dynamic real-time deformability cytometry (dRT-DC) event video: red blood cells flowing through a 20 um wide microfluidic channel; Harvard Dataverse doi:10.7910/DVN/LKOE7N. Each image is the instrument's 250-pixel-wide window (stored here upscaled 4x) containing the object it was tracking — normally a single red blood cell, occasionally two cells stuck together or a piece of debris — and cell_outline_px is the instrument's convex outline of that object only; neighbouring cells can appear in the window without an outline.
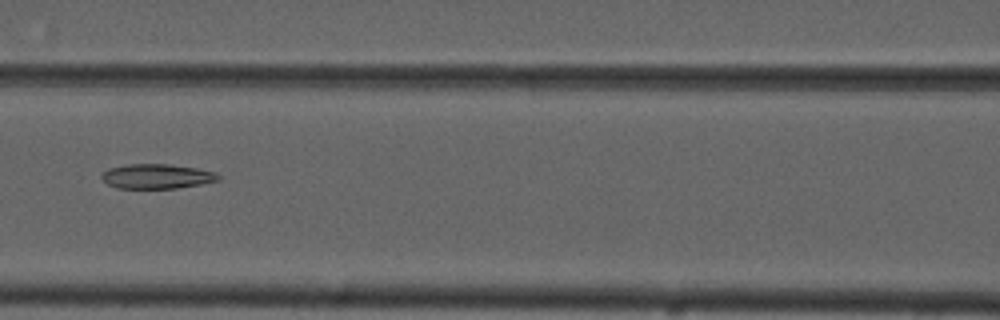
{"species": "common noctule bat (a hibernating species)", "species_latin": "Nyctalus noctula", "temperature_condition": "cold", "stored_images_in_passage": 10, "camera_frame_rate_fps": 3000, "um_per_image_px": 0.085, "animal": {"sex": "male", "forearm_length_mm": 52.5}, "frame": {"image": 1, "passage_image": 7, "time_ms": 8.0, "image_size_px": [1000, 320], "cell_outline_px": [[224, 176], [220, 180], [200, 184], [176, 188], [116, 188], [108, 184], [100, 176], [108, 168], [128, 164], [168, 164], [196, 168], [216, 172]], "centroid_in_image_um": [13.37, 14.98], "position_along_channel_um": 153.2, "area_um2": 16.82}}
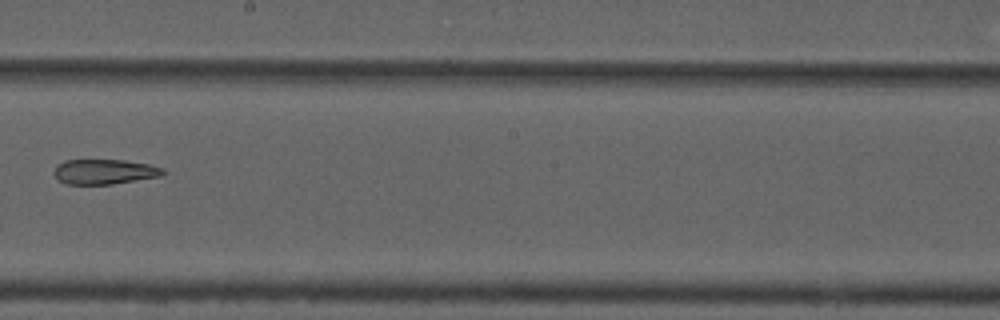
{"frame": {"image": 2, "passage_image": 9, "time_ms": 10.333, "image_size_px": [1000, 320], "cell_outline_px": [[168, 172], [160, 176], [112, 184], [68, 184], [60, 180], [56, 176], [56, 164], [64, 160], [124, 160], [148, 164], [164, 168]], "centroid_in_image_um": [8.93, 14.58], "position_along_channel_um": 239.3, "area_um2": 15.72}}
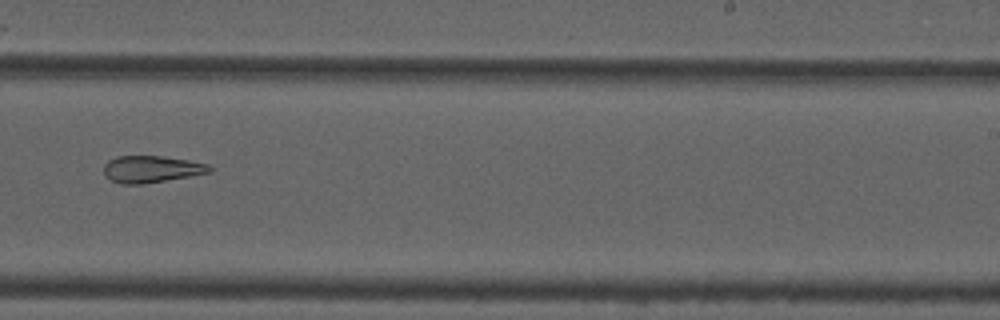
{"frame": {"image": 3, "passage_image": 10, "time_ms": 11.333, "image_size_px": [1000, 320], "cell_outline_px": [[212, 172], [140, 184], [120, 184], [104, 176], [104, 164], [108, 160], [116, 156], [164, 156], [188, 160], [208, 164], [212, 168]], "centroid_in_image_um": [12.84, 14.36], "position_along_channel_um": 276.2, "area_um2": 16.47}}